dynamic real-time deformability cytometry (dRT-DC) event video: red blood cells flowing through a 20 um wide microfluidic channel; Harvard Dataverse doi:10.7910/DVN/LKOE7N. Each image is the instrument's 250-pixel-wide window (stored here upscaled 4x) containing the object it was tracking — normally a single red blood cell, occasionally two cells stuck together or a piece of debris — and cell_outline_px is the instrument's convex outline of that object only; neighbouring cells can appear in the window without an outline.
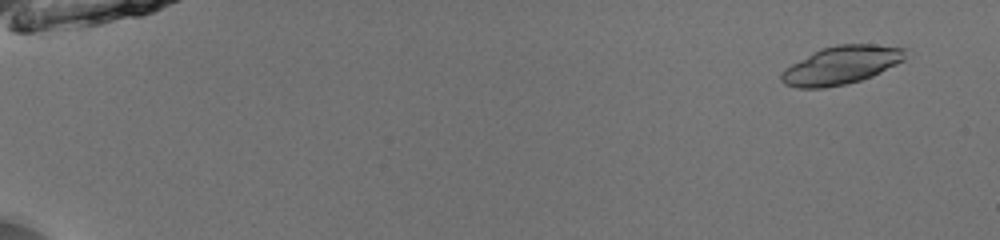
{"species": "common noctule bat (a hibernating species)", "species_latin": "Nyctalus noctula", "temperature_condition": "room temperature", "stored_images_in_passage": 53, "camera_frame_rate_fps": 3000, "um_per_image_px": 0.085, "animal": {"sex": "male", "body_mass_g": 13.0, "forearm_length_mm": 53.1}, "frame": {"image": 1, "passage_image": 4, "time_ms": 1.0, "image_size_px": [1000, 240], "cell_outline_px": [[904, 60], [872, 76], [860, 80], [844, 84], [824, 88], [796, 88], [784, 84], [780, 80], [780, 76], [784, 68], [812, 52], [820, 48], [836, 44], [872, 44], [904, 48]], "centroid_in_image_um": [71.44, 5.54], "position_along_channel_um": 13.6, "area_um2": 27.51}}